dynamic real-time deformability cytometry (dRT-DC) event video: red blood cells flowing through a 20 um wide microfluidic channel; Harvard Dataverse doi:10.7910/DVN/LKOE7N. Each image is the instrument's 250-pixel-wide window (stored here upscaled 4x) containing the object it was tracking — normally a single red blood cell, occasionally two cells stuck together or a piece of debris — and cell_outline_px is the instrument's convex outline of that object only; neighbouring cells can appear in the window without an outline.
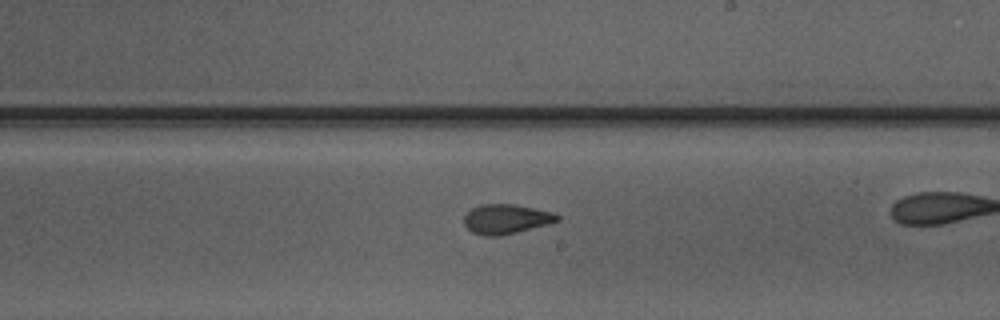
{"species": "Egyptian fruit bat (a non-hibernating species)", "species_latin": "Rousettus aegyptiacus", "temperature_condition": "warm", "stored_images_in_passage": 36, "camera_frame_rate_fps": 3000, "um_per_image_px": 0.085, "animal": {"sex": "male"}, "frame": {"image": 1, "passage_image": 26, "time_ms": 8.333, "image_size_px": [1000, 320], "cell_outline_px": [[560, 220], [548, 224], [500, 236], [484, 236], [472, 232], [464, 224], [464, 216], [472, 208], [480, 204], [512, 204], [552, 212], [560, 216]], "centroid_in_image_um": [43.0, 18.62], "position_along_channel_um": 246.0, "area_um2": 15.95}}